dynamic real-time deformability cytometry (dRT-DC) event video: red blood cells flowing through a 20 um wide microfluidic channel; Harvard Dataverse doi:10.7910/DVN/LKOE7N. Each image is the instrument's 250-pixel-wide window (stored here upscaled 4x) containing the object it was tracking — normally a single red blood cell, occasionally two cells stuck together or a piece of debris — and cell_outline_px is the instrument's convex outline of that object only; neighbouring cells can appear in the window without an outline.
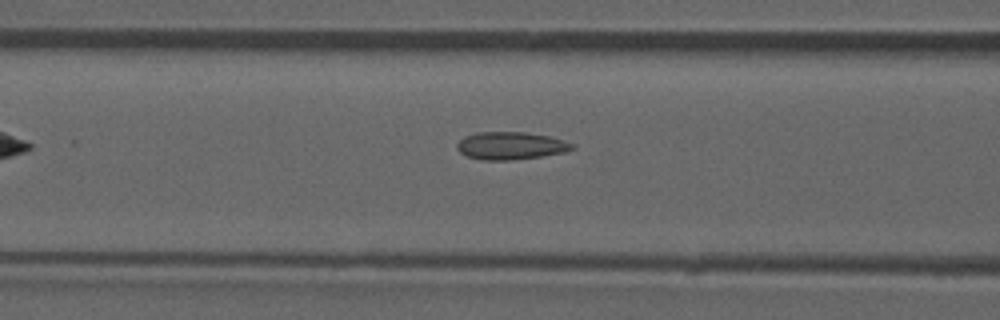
{"species": "common noctule bat (a hibernating species)", "species_latin": "Nyctalus noctula", "temperature_condition": "room temperature", "stored_images_in_passage": 37, "camera_frame_rate_fps": 3000, "um_per_image_px": 0.085, "animal": {"sex": "male", "forearm_length_mm": 52.5}, "frame": {"image": 1, "passage_image": 6, "time_ms": 1.667, "image_size_px": [1000, 320], "cell_outline_px": [[576, 148], [564, 152], [540, 156], [512, 160], [484, 160], [468, 156], [460, 152], [456, 148], [456, 144], [464, 136], [476, 132], [524, 132], [548, 136], [564, 140], [572, 144]], "centroid_in_image_um": [43.39, 12.38], "position_along_channel_um": 123.2, "area_um2": 18.44}, "authors_computed_cell_mechanics": {"area_um2": 18.0336, "velocity_mm_per_s": 3.9499, "shape_relaxation_time_tau1_ms": null, "shape_relaxation_time_tau2_ms": 1.9214, "deformation_change_tau1": null, "deformation_change_tau2": 0.1052}}